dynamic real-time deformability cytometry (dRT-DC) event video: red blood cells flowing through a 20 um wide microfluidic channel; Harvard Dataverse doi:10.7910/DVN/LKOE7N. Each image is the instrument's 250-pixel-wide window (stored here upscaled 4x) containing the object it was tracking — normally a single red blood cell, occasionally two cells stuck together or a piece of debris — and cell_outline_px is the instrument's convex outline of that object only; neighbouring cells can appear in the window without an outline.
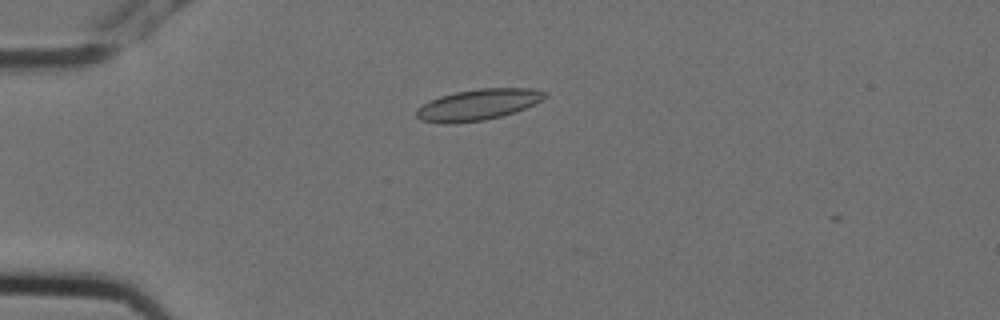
{"species": "Egyptian fruit bat (a non-hibernating species)", "species_latin": "Rousettus aegyptiacus", "temperature_condition": "cold", "stored_images_in_passage": 3, "camera_frame_rate_fps": 3000, "um_per_image_px": 0.085, "animal": {"sex": "female"}, "frame": {"image": 1, "passage_image": 2, "time_ms": 0.333, "image_size_px": [1000, 320], "cell_outline_px": [[548, 96], [536, 104], [516, 112], [484, 120], [452, 124], [444, 124], [420, 120], [416, 116], [416, 112], [424, 104], [440, 96], [456, 92], [480, 88], [532, 88], [548, 92]], "centroid_in_image_um": [40.7, 8.9], "position_along_channel_um": 44.3, "area_um2": 23.29}}